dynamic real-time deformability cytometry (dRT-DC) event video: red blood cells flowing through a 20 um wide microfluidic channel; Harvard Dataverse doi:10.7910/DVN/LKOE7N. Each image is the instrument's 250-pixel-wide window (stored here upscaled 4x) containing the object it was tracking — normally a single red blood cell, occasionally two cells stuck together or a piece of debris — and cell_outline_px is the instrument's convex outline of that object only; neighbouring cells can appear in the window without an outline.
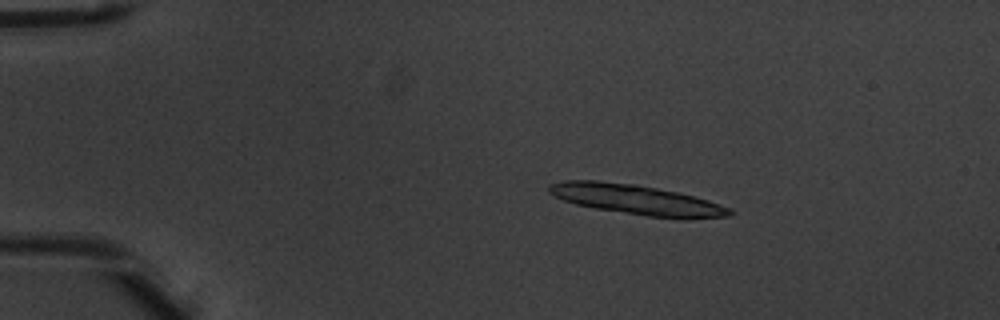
{"species": "common noctule bat (a hibernating species)", "species_latin": "Nyctalus noctula", "temperature_condition": "warm", "stored_images_in_passage": 4, "camera_frame_rate_fps": 3000, "um_per_image_px": 0.085, "animal": {"sex": "male", "body_mass_g": 20.1, "forearm_length_mm": 53.5}, "frame": {"image": 1, "passage_image": 2, "time_ms": 0.333, "image_size_px": [1000, 320], "cell_outline_px": [[736, 212], [732, 216], [648, 216], [596, 208], [576, 204], [564, 200], [548, 192], [548, 184], [564, 180], [600, 180], [636, 184], [676, 192], [708, 200], [720, 204]], "centroid_in_image_um": [53.98, 16.92], "position_along_channel_um": 31.0, "area_um2": 30.46}}